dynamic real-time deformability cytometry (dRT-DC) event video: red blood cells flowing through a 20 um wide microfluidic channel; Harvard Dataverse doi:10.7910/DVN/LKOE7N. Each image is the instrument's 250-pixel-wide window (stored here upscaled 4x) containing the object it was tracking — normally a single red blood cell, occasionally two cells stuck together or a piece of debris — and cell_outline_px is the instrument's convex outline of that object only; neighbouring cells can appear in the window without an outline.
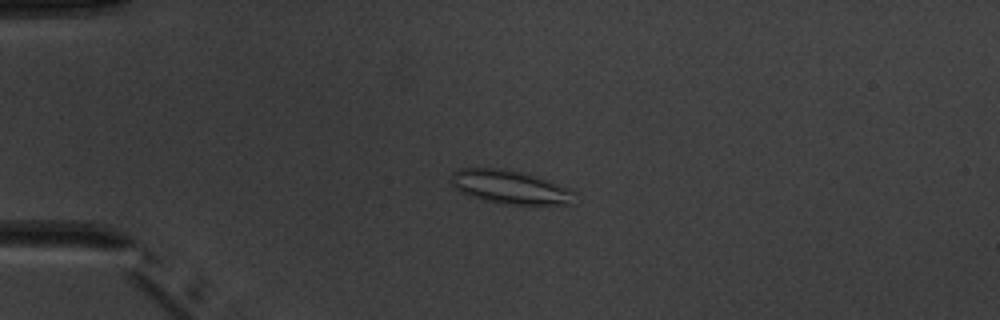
{"species": "common noctule bat (a hibernating species)", "species_latin": "Nyctalus noctula", "temperature_condition": "warm", "stored_images_in_passage": 6, "camera_frame_rate_fps": 3000, "um_per_image_px": 0.085, "animal": {"sex": "male", "body_mass_g": 20.1, "forearm_length_mm": 53.5}, "frame": {"image": 1, "passage_image": 3, "time_ms": 2.333, "image_size_px": [1000, 320], "cell_outline_px": [[576, 192], [572, 204], [500, 204], [468, 196], [460, 192], [452, 184], [452, 172], [460, 168], [504, 168], [536, 176], [568, 188]], "centroid_in_image_um": [43.33, 15.9], "position_along_channel_um": 41.7, "area_um2": 24.1}}
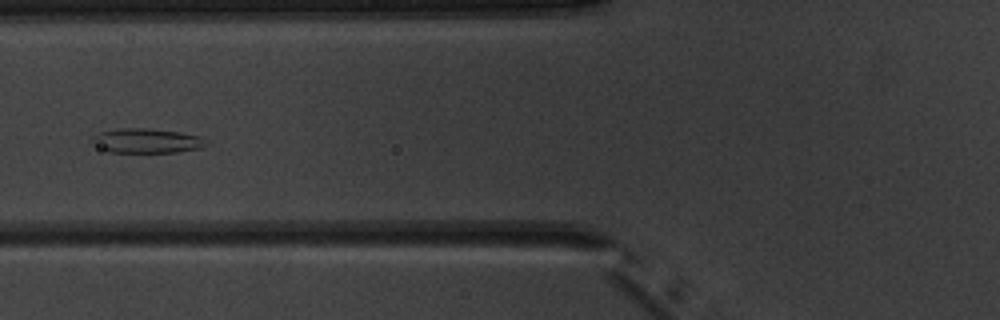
{"frame": {"image": 2, "passage_image": 5, "time_ms": 5.0, "image_size_px": [1000, 320], "cell_outline_px": [[208, 144], [200, 148], [176, 152], [108, 152], [88, 144], [88, 140], [92, 136], [100, 132], [120, 128], [148, 128], [176, 132], [200, 136], [208, 140]], "centroid_in_image_um": [12.37, 11.97], "position_along_channel_um": 113.4, "area_um2": 16.59}}